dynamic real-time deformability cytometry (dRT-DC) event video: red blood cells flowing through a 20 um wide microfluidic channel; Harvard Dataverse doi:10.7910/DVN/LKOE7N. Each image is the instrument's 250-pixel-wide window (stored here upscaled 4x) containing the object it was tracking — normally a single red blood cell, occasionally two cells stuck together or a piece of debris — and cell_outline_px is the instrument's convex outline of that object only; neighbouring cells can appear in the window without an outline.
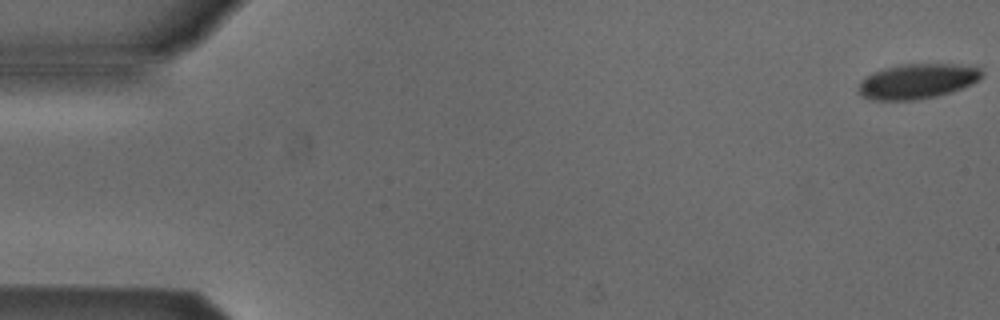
{"species": "Egyptian fruit bat (a non-hibernating species)", "species_latin": "Rousettus aegyptiacus", "temperature_condition": "cold", "stored_images_in_passage": 6, "camera_frame_rate_fps": 3000, "um_per_image_px": 0.085, "animal": {"sex": "male"}, "frame": {"image": 1, "passage_image": 6, "time_ms": 1.667, "image_size_px": [1000, 320], "cell_outline_px": [[984, 72], [980, 80], [972, 84], [952, 92], [936, 96], [912, 100], [876, 100], [864, 96], [860, 92], [860, 84], [872, 72], [904, 64], [956, 64], [980, 68]], "centroid_in_image_um": [78.06, 6.9], "position_along_channel_um": 6.9, "area_um2": 24.74}}